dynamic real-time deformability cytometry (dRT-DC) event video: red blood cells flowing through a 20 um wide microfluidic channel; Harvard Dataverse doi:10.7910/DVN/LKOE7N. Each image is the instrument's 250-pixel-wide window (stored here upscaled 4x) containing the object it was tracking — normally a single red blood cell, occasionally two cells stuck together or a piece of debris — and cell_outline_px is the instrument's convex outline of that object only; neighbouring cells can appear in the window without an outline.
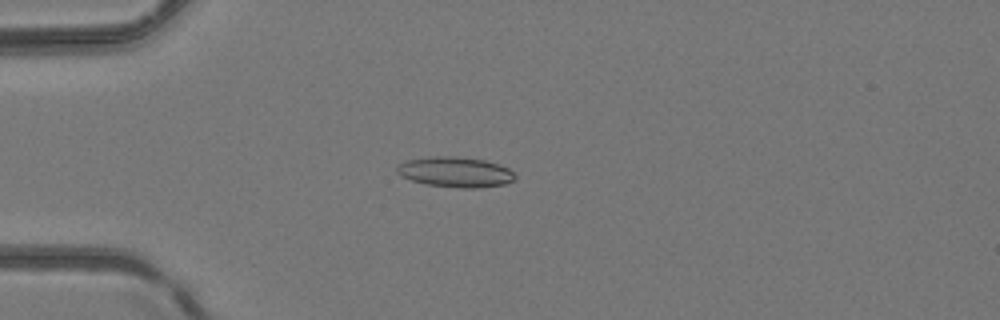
{"species": "common noctule bat (a hibernating species)", "species_latin": "Nyctalus noctula", "temperature_condition": "room temperature", "stored_images_in_passage": 37, "camera_frame_rate_fps": 3000, "um_per_image_px": 0.085, "animal": {"sex": "female", "body_mass_g": 24.6, "forearm_length_mm": 56.2}, "frame": {"image": 1, "passage_image": 3, "time_ms": 0.667, "image_size_px": [1000, 320], "cell_outline_px": [[516, 180], [504, 184], [480, 188], [460, 188], [428, 184], [412, 180], [400, 176], [396, 172], [396, 168], [404, 160], [436, 156], [456, 156], [484, 160], [500, 164], [508, 168], [516, 176]], "centroid_in_image_um": [38.72, 14.62], "position_along_channel_um": 46.3, "area_um2": 20.92}}
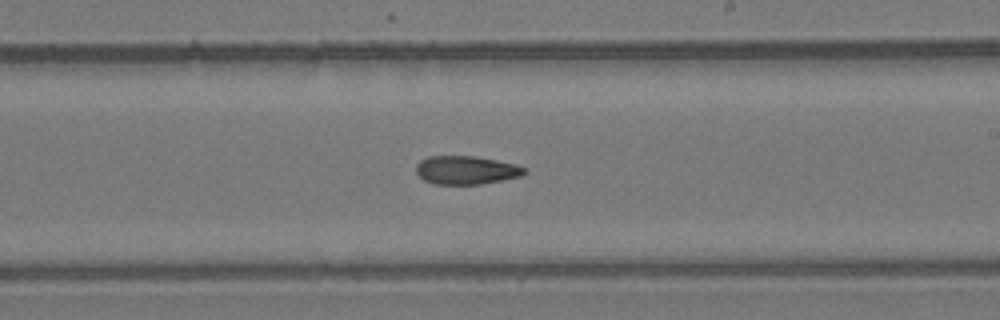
{"frame": {"image": 2, "passage_image": 18, "time_ms": 5.667, "image_size_px": [1000, 320], "cell_outline_px": [[528, 172], [520, 176], [480, 184], [436, 184], [424, 180], [416, 172], [416, 164], [420, 160], [428, 156], [476, 156], [516, 164], [524, 168]], "centroid_in_image_um": [39.6, 14.45], "position_along_channel_um": 249.4, "area_um2": 17.86}}
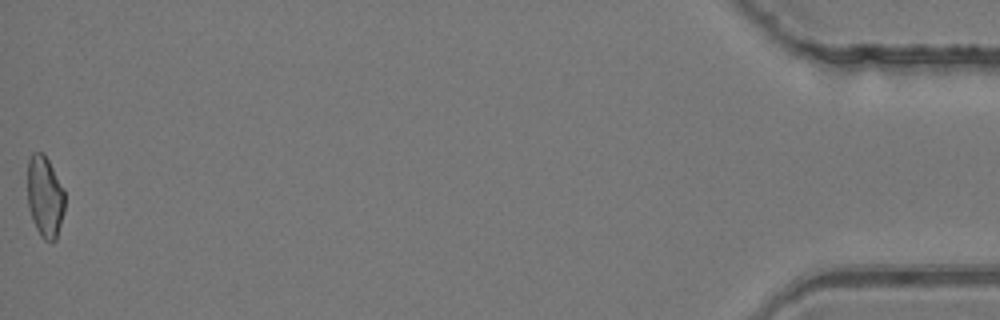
{"frame": {"image": 3, "passage_image": 37, "time_ms": 12.0, "image_size_px": [1000, 320], "cell_outline_px": [[64, 208], [56, 240], [52, 244], [44, 240], [40, 236], [32, 220], [28, 208], [28, 160], [32, 152], [44, 152], [64, 188]], "centroid_in_image_um": [3.81, 16.73], "position_along_channel_um": 431.4, "area_um2": 17.92}}